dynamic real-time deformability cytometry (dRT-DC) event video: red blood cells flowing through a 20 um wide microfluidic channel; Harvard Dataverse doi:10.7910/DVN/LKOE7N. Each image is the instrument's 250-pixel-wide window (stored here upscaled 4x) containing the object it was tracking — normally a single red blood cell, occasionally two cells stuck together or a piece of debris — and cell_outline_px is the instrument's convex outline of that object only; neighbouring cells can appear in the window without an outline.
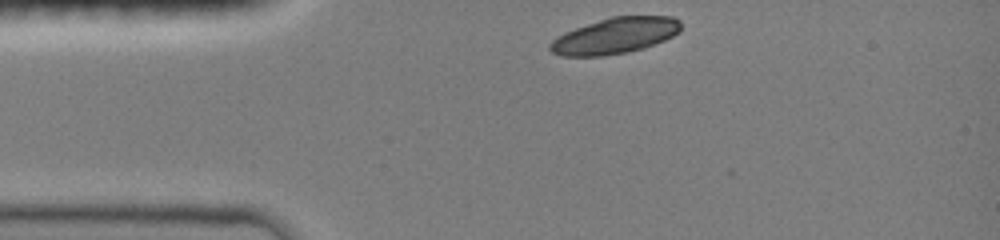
{"species": "common noctule bat (a hibernating species)", "species_latin": "Nyctalus noctula", "temperature_condition": "room temperature", "stored_images_in_passage": 33, "camera_frame_rate_fps": 3000, "um_per_image_px": 0.085, "animal": {"sex": "female", "body_mass_g": 19.0, "forearm_length_mm": 51.5}, "frame": {"image": 1, "passage_image": 1, "time_ms": 0.0, "image_size_px": [1000, 240], "cell_outline_px": [[680, 32], [664, 40], [644, 48], [628, 52], [600, 56], [560, 56], [552, 52], [548, 48], [548, 44], [552, 40], [564, 32], [612, 16], [672, 16], [680, 20]], "centroid_in_image_um": [52.27, 3.04], "position_along_channel_um": 32.7, "area_um2": 27.34}}
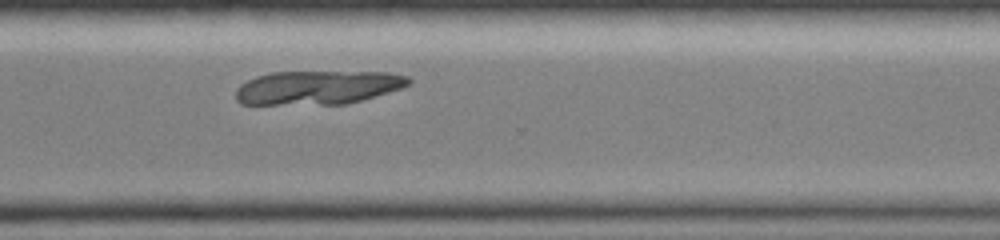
{"frame": {"image": 2, "passage_image": 27, "time_ms": 8.667, "image_size_px": [1000, 240], "cell_outline_px": [[412, 80], [408, 84], [400, 88], [360, 100], [344, 104], [240, 104], [236, 100], [236, 88], [240, 84], [256, 76], [272, 72], [388, 72], [408, 76]], "centroid_in_image_um": [26.96, 7.43], "position_along_channel_um": 343.6, "area_um2": 33.81}}